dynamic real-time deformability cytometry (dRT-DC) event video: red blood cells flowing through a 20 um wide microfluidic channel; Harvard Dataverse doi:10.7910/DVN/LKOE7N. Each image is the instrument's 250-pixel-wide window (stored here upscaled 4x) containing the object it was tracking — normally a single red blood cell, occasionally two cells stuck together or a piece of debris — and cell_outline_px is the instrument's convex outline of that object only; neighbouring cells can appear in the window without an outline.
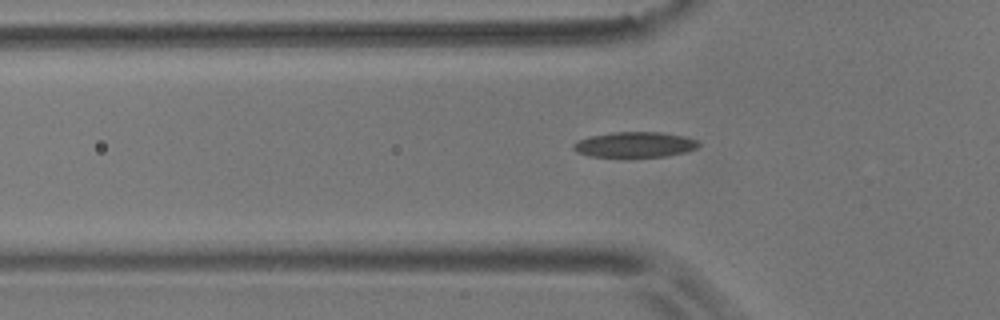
{"species": "common noctule bat (a hibernating species)", "species_latin": "Nyctalus noctula", "temperature_condition": "room temperature", "stored_images_in_passage": 36, "camera_frame_rate_fps": 3000, "um_per_image_px": 0.085, "animal": {"sex": "male", "body_mass_g": 17.9}, "frame": {"image": 1, "passage_image": 2, "time_ms": 0.333, "image_size_px": [1000, 320], "cell_outline_px": [[700, 144], [696, 148], [684, 152], [664, 156], [592, 156], [576, 152], [572, 148], [572, 144], [580, 140], [592, 136], [612, 132], [660, 132], [684, 136], [696, 140]], "centroid_in_image_um": [53.95, 12.28], "position_along_channel_um": 71.8, "area_um2": 18.15}}
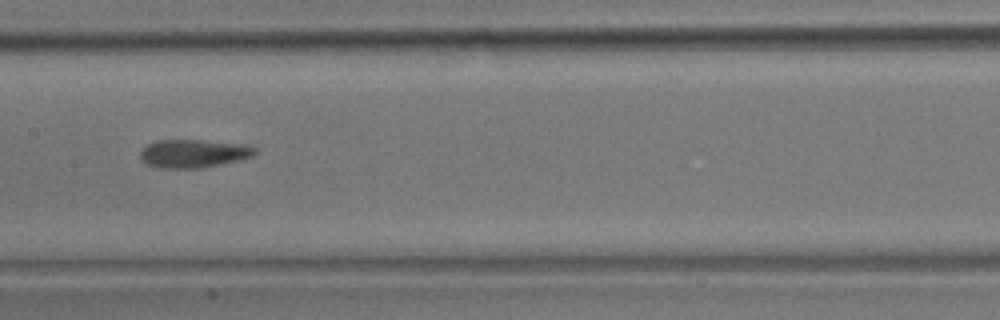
{"frame": {"image": 2, "passage_image": 12, "time_ms": 3.667, "image_size_px": [1000, 320], "cell_outline_px": [[256, 152], [252, 156], [240, 160], [200, 168], [156, 168], [140, 160], [140, 152], [148, 144], [156, 140], [200, 140], [248, 144], [256, 148]], "centroid_in_image_um": [16.45, 13.04], "position_along_channel_um": 191.0, "area_um2": 18.96}}
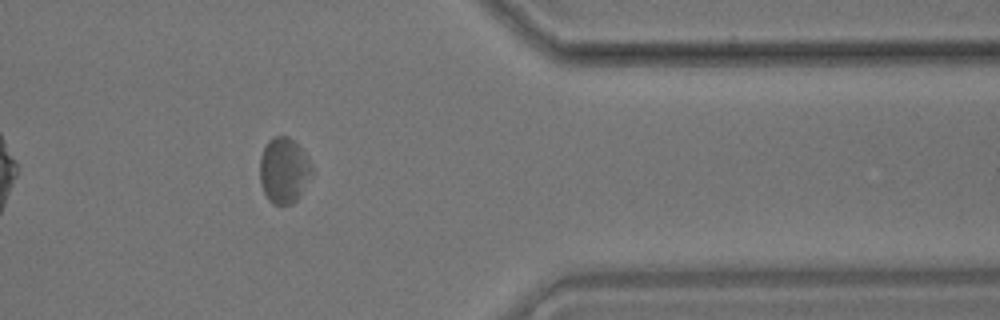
{"frame": {"image": 3, "passage_image": 30, "time_ms": 9.667, "image_size_px": [1000, 320], "cell_outline_px": [[312, 176], [296, 200], [292, 204], [272, 204], [268, 200], [260, 184], [260, 156], [268, 140], [272, 136], [288, 136], [304, 152], [312, 168]], "centroid_in_image_um": [24.11, 14.49], "position_along_channel_um": 387.3, "area_um2": 19.83}}